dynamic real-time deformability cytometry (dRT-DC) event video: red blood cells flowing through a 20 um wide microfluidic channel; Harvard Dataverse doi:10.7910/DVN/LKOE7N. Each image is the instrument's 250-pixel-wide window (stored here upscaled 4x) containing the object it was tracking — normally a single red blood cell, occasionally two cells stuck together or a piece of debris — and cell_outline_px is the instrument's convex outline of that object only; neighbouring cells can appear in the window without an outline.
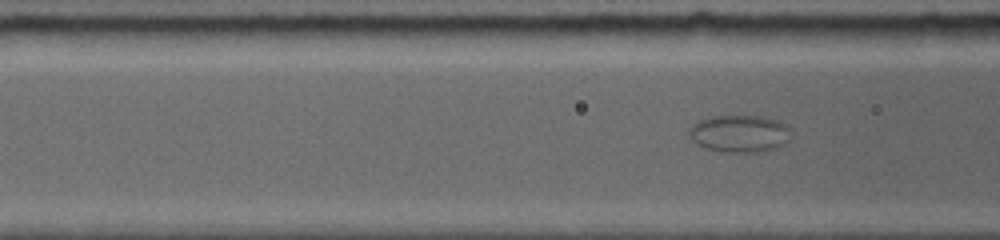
{"species": "common noctule bat (a hibernating species)", "species_latin": "Nyctalus noctula", "temperature_condition": "room temperature", "stored_images_in_passage": 82, "camera_frame_rate_fps": 5000, "um_per_image_px": 0.085, "animal": {"sex": "female", "body_mass_g": 19.0, "forearm_length_mm": 56.7}, "frame": {"image": 1, "passage_image": 22, "time_ms": 7.0, "image_size_px": [1000, 240], "cell_outline_px": [[784, 128], [776, 148], [740, 152], [732, 152], [708, 148], [700, 144], [692, 136], [692, 128], [700, 120], [712, 116], [756, 116], [776, 120]], "centroid_in_image_um": [62.72, 11.32], "position_along_channel_um": 103.9, "area_um2": 19.83}}
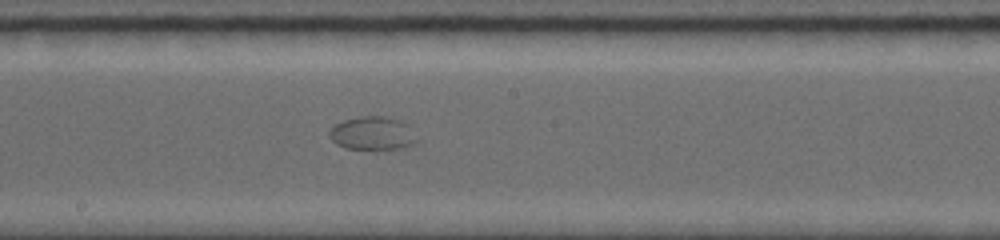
{"frame": {"image": 2, "passage_image": 42, "time_ms": 10.2, "image_size_px": [1000, 240], "cell_outline_px": [[416, 140], [412, 144], [400, 148], [344, 148], [336, 144], [328, 136], [328, 132], [336, 124], [344, 120], [360, 116], [384, 116], [396, 120], [404, 124]], "centroid_in_image_um": [31.55, 11.32], "position_along_channel_um": 216.7, "area_um2": 16.24}}
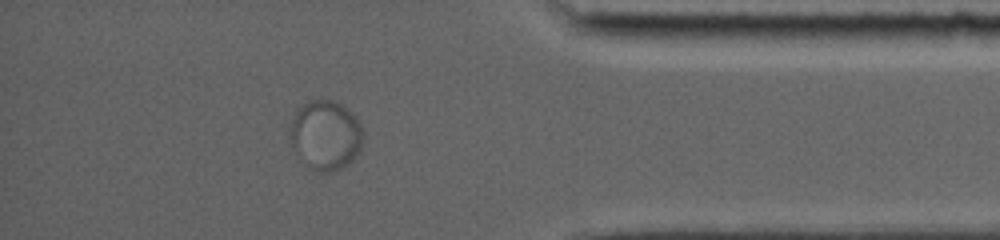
{"frame": {"image": 3, "passage_image": 72, "time_ms": 16.0, "image_size_px": [1000, 240], "cell_outline_px": [[364, 140], [360, 152], [348, 164], [340, 168], [328, 172], [320, 172], [308, 168], [304, 164], [292, 148], [292, 120], [296, 108], [308, 100], [320, 96], [332, 100], [348, 108], [356, 116], [364, 132]], "centroid_in_image_um": [27.7, 11.45], "position_along_channel_um": 407.5, "area_um2": 30.29}}